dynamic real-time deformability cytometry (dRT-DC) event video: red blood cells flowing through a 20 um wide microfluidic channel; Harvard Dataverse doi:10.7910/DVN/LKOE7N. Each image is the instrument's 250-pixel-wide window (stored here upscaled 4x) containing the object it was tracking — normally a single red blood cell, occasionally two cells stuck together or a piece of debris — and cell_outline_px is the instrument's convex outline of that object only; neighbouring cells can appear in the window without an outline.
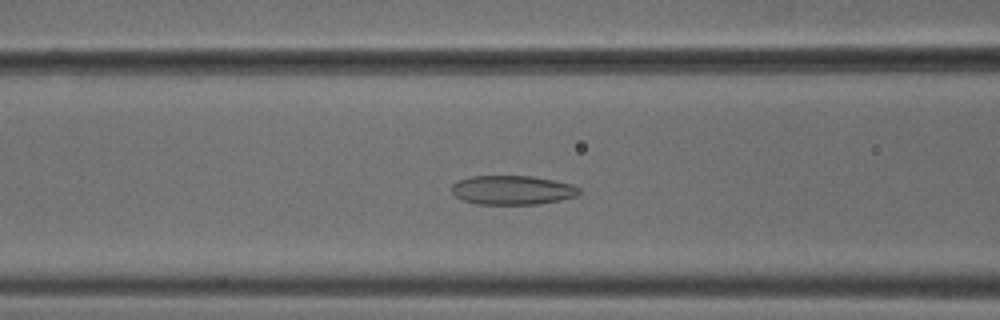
{"species": "common noctule bat (a hibernating species)", "species_latin": "Nyctalus noctula", "temperature_condition": "cold", "stored_images_in_passage": 53, "camera_frame_rate_fps": 3000, "um_per_image_px": 0.085, "animal": {"sex": "male", "body_mass_g": 18.8}, "frame": {"image": 1, "passage_image": 21, "time_ms": 6.667, "image_size_px": [1000, 320], "cell_outline_px": [[580, 192], [576, 196], [560, 200], [536, 204], [476, 204], [464, 200], [456, 196], [452, 192], [452, 184], [460, 180], [472, 176], [532, 176], [572, 184], [580, 188]], "centroid_in_image_um": [43.56, 16.15], "position_along_channel_um": 123.0, "area_um2": 21.5}}
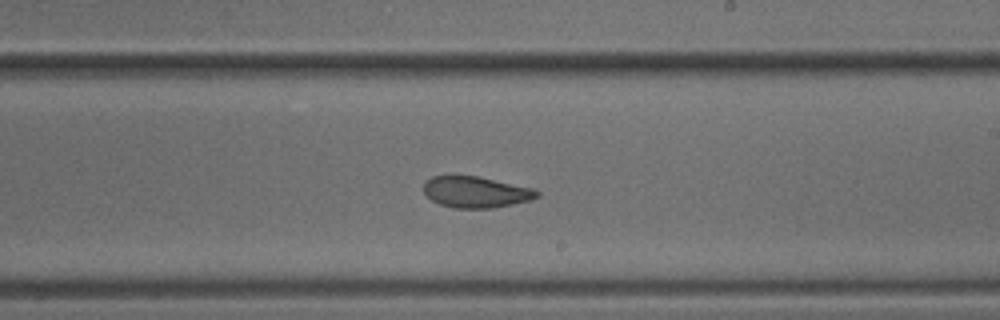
{"frame": {"image": 2, "passage_image": 31, "time_ms": 10.0, "image_size_px": [1000, 320], "cell_outline_px": [[540, 196], [532, 200], [492, 208], [456, 208], [440, 204], [432, 200], [424, 192], [424, 184], [432, 176], [476, 176], [532, 188], [540, 192]], "centroid_in_image_um": [40.47, 16.33], "position_along_channel_um": 248.5, "area_um2": 20.35}}
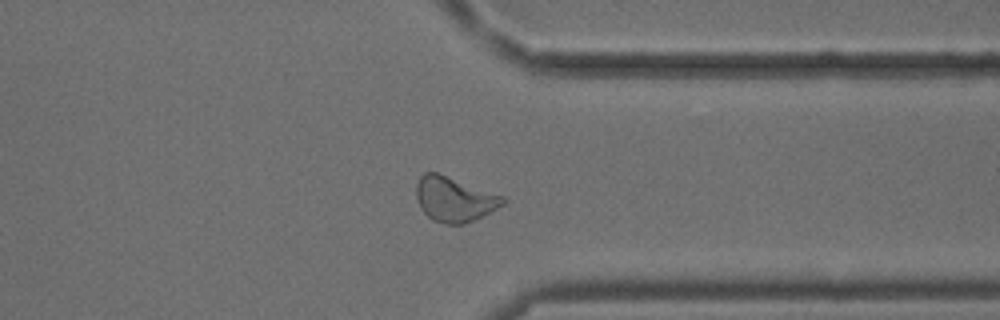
{"frame": {"image": 3, "passage_image": 41, "time_ms": 13.333, "image_size_px": [1000, 320], "cell_outline_px": [[508, 200], [504, 204], [464, 224], [444, 224], [432, 220], [420, 208], [416, 196], [416, 184], [420, 176], [424, 172], [436, 172], [504, 196]], "centroid_in_image_um": [38.59, 16.93], "position_along_channel_um": 372.8, "area_um2": 22.43}, "authors_computed_cell_mechanics": {"area_um2": 22.4264, "velocity_mm_per_s": 3.7685, "shape_relaxation_time_tau1_ms": null, "shape_relaxation_time_tau2_ms": 3.5775, "deformation_change_tau1": null, "deformation_change_tau2": 0.0938}}